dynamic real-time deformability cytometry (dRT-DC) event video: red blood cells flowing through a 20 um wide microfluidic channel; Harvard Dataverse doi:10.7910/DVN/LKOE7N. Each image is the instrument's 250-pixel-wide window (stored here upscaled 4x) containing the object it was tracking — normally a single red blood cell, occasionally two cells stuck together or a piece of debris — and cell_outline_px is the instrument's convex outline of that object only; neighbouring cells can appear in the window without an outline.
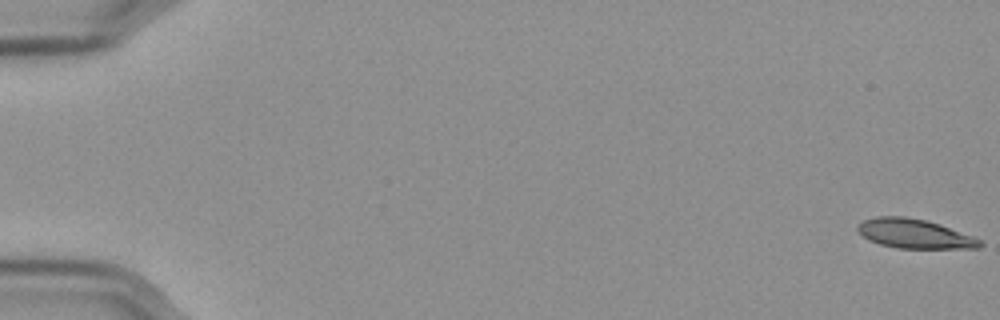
{"species": "Egyptian fruit bat (a non-hibernating species)", "species_latin": "Rousettus aegyptiacus", "temperature_condition": "cold", "stored_images_in_passage": 58, "camera_frame_rate_fps": 3000, "um_per_image_px": 0.085, "frame": {"image": 1, "passage_image": 1, "time_ms": 0.0, "image_size_px": [1000, 320], "cell_outline_px": [[984, 244], [980, 248], [896, 248], [880, 244], [868, 240], [856, 228], [864, 220], [876, 216], [904, 216], [924, 220], [940, 224], [972, 236], [980, 240]], "centroid_in_image_um": [77.74, 19.87], "position_along_channel_um": 7.3, "area_um2": 20.69}}
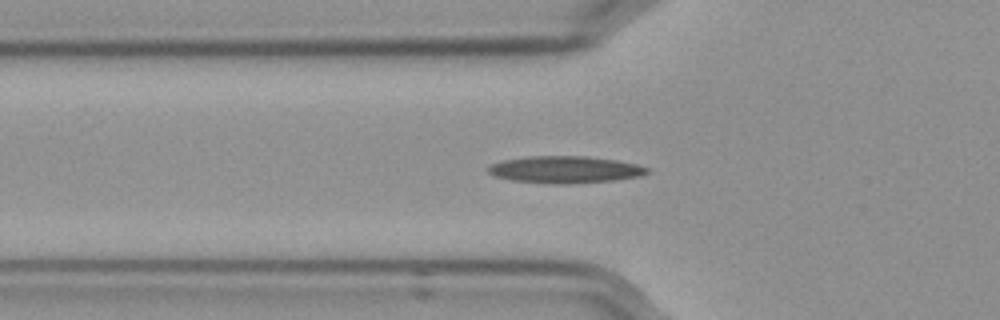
{"frame": {"image": 2, "passage_image": 21, "time_ms": 6.667, "image_size_px": [1000, 320], "cell_outline_px": [[648, 172], [640, 176], [616, 180], [556, 184], [552, 184], [512, 180], [496, 176], [488, 172], [488, 168], [492, 164], [504, 160], [528, 156], [588, 156], [616, 160], [636, 164], [648, 168]], "centroid_in_image_um": [48.04, 14.41], "position_along_channel_um": 77.8, "area_um2": 24.74}}
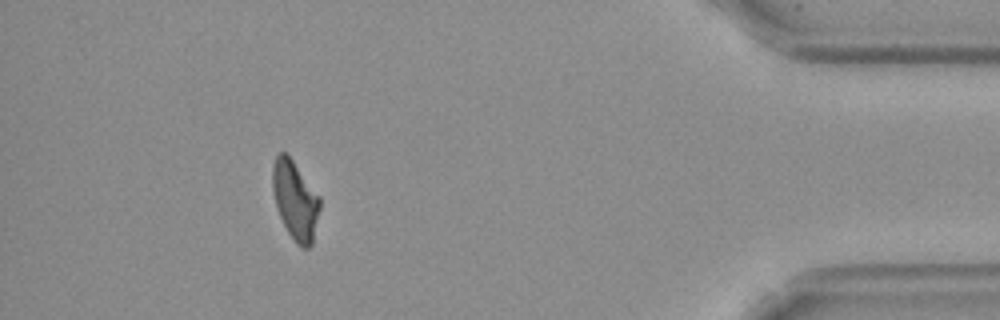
{"frame": {"image": 3, "passage_image": 53, "time_ms": 17.333, "image_size_px": [1000, 320], "cell_outline_px": [[320, 208], [312, 244], [308, 248], [300, 248], [296, 244], [288, 232], [276, 208], [272, 188], [272, 168], [276, 156], [280, 152], [284, 152], [292, 160], [320, 196]], "centroid_in_image_um": [25.09, 17.05], "position_along_channel_um": 410.1, "area_um2": 21.62}, "authors_computed_cell_mechanics": {"area_um2": 22.6865, "velocity_mm_per_s": 3.5764, "shape_relaxation_time_tau1_ms": null, "shape_relaxation_time_tau2_ms": 6.5696, "deformation_change_tau1": null, "deformation_change_tau2": 0.1636}}